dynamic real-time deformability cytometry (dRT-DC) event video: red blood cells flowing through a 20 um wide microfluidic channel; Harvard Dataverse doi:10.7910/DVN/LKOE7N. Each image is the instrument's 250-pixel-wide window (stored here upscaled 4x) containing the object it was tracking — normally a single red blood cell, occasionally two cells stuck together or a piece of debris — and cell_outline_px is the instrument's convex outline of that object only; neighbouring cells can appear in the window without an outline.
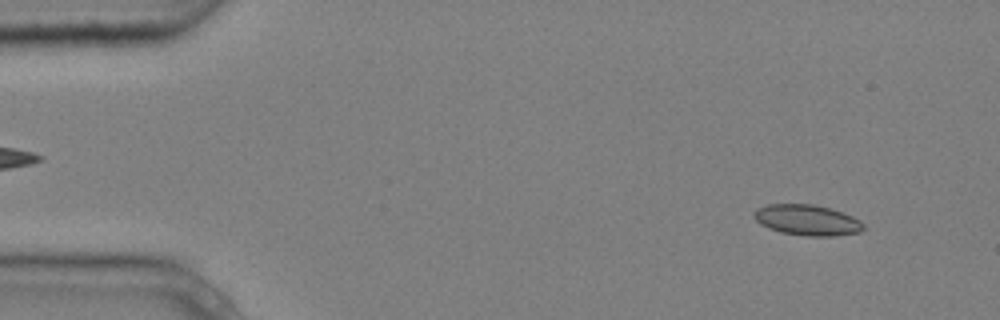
{"species": "common noctule bat (a hibernating species)", "species_latin": "Nyctalus noctula", "temperature_condition": "cold", "stored_images_in_passage": 4, "camera_frame_rate_fps": 3000, "um_per_image_px": 0.085, "animal": {"sex": "male", "body_mass_g": 20.4}, "frame": {"image": 1, "passage_image": 1, "time_ms": 0.0, "image_size_px": [1000, 320], "cell_outline_px": [[864, 228], [860, 232], [832, 236], [804, 236], [780, 232], [768, 228], [760, 224], [752, 216], [752, 212], [756, 208], [768, 204], [812, 204], [828, 208], [852, 216], [860, 220], [864, 224]], "centroid_in_image_um": [68.56, 18.71], "position_along_channel_um": 16.4, "area_um2": 19.65}}
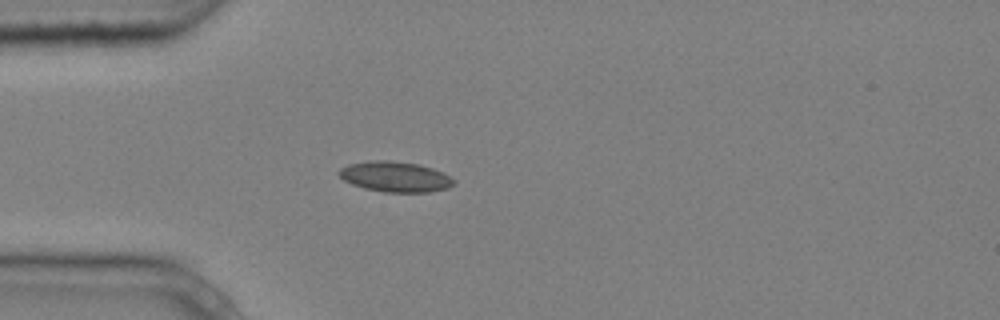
{"frame": {"image": 2, "passage_image": 3, "time_ms": 0.667, "image_size_px": [1000, 320], "cell_outline_px": [[456, 184], [448, 188], [428, 192], [384, 192], [364, 188], [352, 184], [344, 180], [336, 172], [340, 168], [348, 164], [368, 160], [388, 160], [420, 164], [444, 172], [456, 180]], "centroid_in_image_um": [33.61, 15.01], "position_along_channel_um": 51.4, "area_um2": 20.63}}